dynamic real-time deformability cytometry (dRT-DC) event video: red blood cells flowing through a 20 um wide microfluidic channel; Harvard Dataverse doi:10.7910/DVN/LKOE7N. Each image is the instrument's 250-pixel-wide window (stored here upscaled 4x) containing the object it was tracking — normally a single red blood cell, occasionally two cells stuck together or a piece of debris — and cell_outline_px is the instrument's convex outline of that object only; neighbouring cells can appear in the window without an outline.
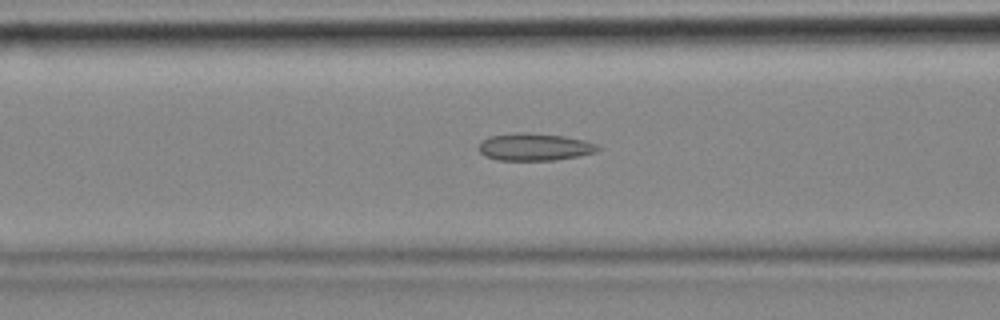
{"species": "common noctule bat (a hibernating species)", "species_latin": "Nyctalus noctula", "temperature_condition": "cold", "stored_images_in_passage": 49, "camera_frame_rate_fps": 3000, "um_per_image_px": 0.085, "animal": {"sex": "female", "body_mass_g": 18.4}, "frame": {"image": 1, "passage_image": 20, "time_ms": 6.333, "image_size_px": [1000, 320], "cell_outline_px": [[600, 148], [596, 152], [576, 156], [552, 160], [496, 160], [480, 152], [480, 144], [488, 136], [524, 132], [564, 136], [584, 140], [596, 144]], "centroid_in_image_um": [45.45, 12.49], "position_along_channel_um": 121.2, "area_um2": 18.61}}
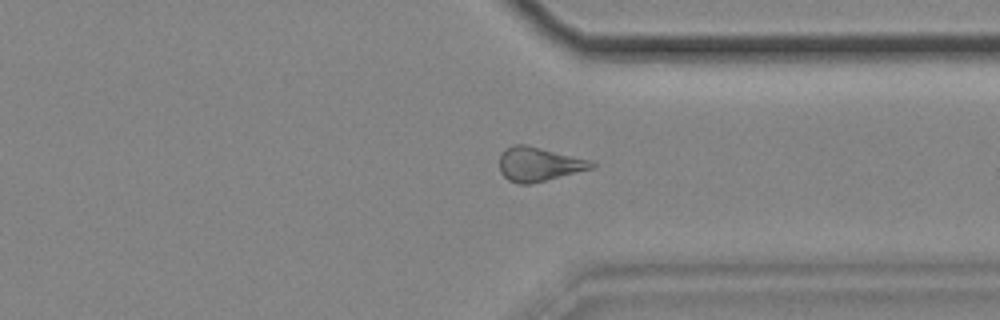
{"frame": {"image": 2, "passage_image": 41, "time_ms": 13.333, "image_size_px": [1000, 320], "cell_outline_px": [[596, 164], [592, 168], [528, 184], [520, 184], [508, 180], [500, 172], [500, 156], [504, 148], [512, 144], [524, 144], [592, 160]], "centroid_in_image_um": [45.77, 13.93], "position_along_channel_um": 365.6, "area_um2": 18.09}}
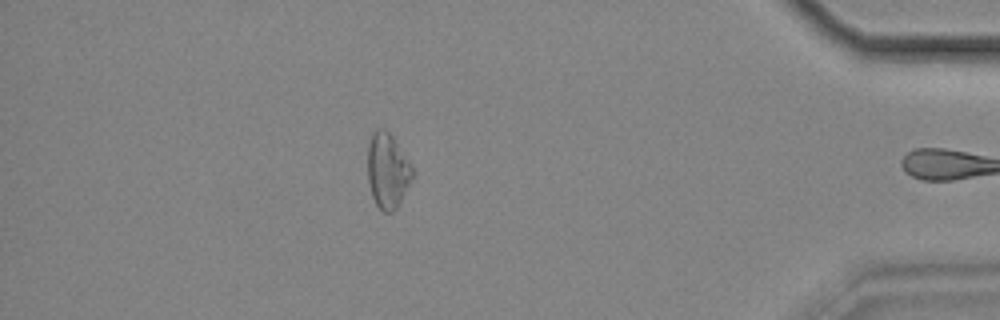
{"frame": {"image": 3, "passage_image": 48, "time_ms": 15.667, "image_size_px": [1000, 320], "cell_outline_px": [[412, 180], [396, 208], [392, 212], [384, 212], [376, 204], [372, 196], [368, 180], [368, 144], [372, 132], [376, 128], [384, 128], [392, 136], [412, 168]], "centroid_in_image_um": [32.91, 14.5], "position_along_channel_um": 402.3, "area_um2": 19.25}, "authors_computed_cell_mechanics": {"area_um2": 18.6694, "velocity_mm_per_s": 3.5076, "shape_relaxation_time_tau1_ms": null, "shape_relaxation_time_tau2_ms": 5.0694, "deformation_change_tau1": null, "deformation_change_tau2": 0.1457}}